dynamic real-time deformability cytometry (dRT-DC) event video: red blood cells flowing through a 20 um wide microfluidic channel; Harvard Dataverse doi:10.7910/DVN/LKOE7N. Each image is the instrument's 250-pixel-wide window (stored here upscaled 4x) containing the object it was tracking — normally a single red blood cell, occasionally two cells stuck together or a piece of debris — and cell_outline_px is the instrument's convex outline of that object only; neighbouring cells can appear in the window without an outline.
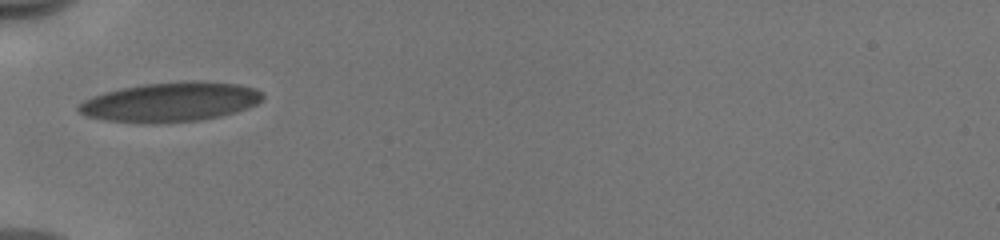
{"species": "human", "species_latin": "Homo sapiens", "temperature_condition": "cold", "stored_images_in_passage": 34, "camera_frame_rate_fps": 3000, "um_per_image_px": 0.085, "donor": {"sex": "male"}, "frame": {"image": 1, "passage_image": 1, "time_ms": 0.0, "image_size_px": [1000, 240], "cell_outline_px": [[264, 100], [248, 108], [236, 112], [220, 116], [200, 120], [156, 124], [148, 124], [104, 120], [88, 116], [80, 112], [76, 108], [84, 100], [92, 96], [104, 92], [144, 84], [188, 80], [196, 80], [240, 84], [256, 88], [264, 96]], "centroid_in_image_um": [14.53, 8.67], "position_along_channel_um": 70.5, "area_um2": 42.66}}
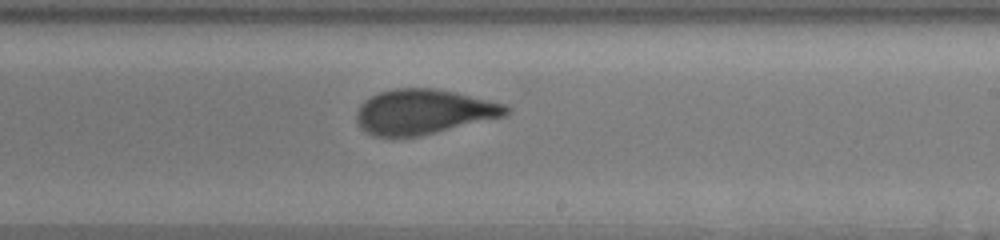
{"frame": {"image": 2, "passage_image": 15, "time_ms": 4.667, "image_size_px": [1000, 240], "cell_outline_px": [[512, 108], [504, 116], [420, 136], [392, 140], [372, 136], [360, 128], [356, 120], [356, 112], [360, 104], [364, 100], [380, 92], [392, 88], [436, 88], [456, 92], [504, 104]], "centroid_in_image_um": [35.92, 9.53], "position_along_channel_um": 253.1, "area_um2": 39.77}}
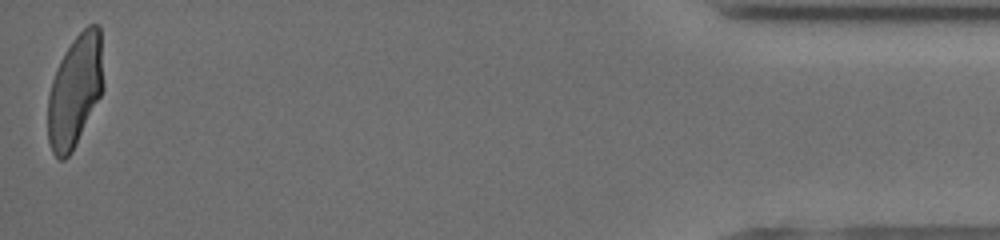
{"frame": {"image": 3, "passage_image": 34, "time_ms": 11.0, "image_size_px": [1000, 240], "cell_outline_px": [[104, 88], [72, 152], [64, 160], [60, 160], [52, 152], [48, 140], [48, 96], [52, 80], [56, 68], [64, 52], [72, 40], [88, 24], [100, 24], [104, 84]], "centroid_in_image_um": [6.38, 7.69], "position_along_channel_um": 428.8, "area_um2": 36.47}, "authors_computed_cell_mechanics": {"area_um2": 39.1884, "velocity_mm_per_s": 3.9689, "shape_relaxation_time_tau1_ms": 3.9804, "shape_relaxation_time_tau2_ms": 0.8639, "deformation_change_tau1": 0.1673, "deformation_change_tau2": 0.0604}}